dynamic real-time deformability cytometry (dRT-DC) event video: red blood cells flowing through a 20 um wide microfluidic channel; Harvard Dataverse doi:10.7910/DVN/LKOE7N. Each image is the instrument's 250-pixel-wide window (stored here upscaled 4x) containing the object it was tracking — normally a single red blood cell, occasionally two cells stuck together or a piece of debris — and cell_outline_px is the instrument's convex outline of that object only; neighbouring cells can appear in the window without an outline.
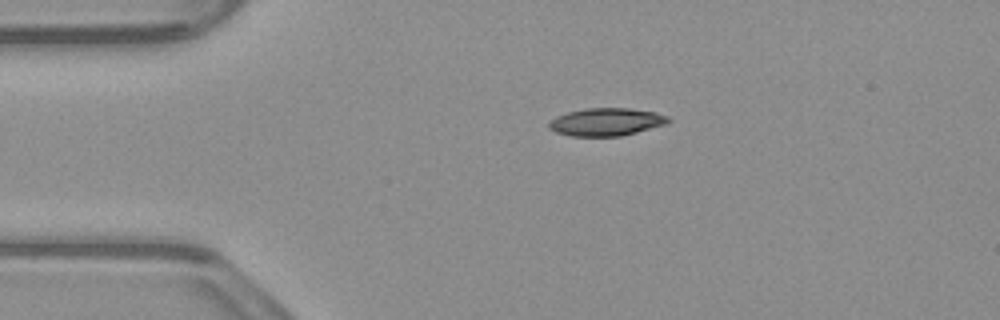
{"species": "common noctule bat (a hibernating species)", "species_latin": "Nyctalus noctula", "temperature_condition": "warm", "stored_images_in_passage": 44, "camera_frame_rate_fps": 3000, "um_per_image_px": 0.085, "animal": {"sex": "male", "body_mass_g": 23.1, "forearm_length_mm": 52.7}, "frame": {"image": 1, "passage_image": 1, "time_ms": 0.0, "image_size_px": [1000, 320], "cell_outline_px": [[672, 120], [668, 124], [620, 136], [572, 136], [556, 132], [548, 128], [548, 124], [556, 116], [568, 112], [584, 108], [628, 108], [656, 112], [668, 116]], "centroid_in_image_um": [51.56, 10.36], "position_along_channel_um": 33.4, "area_um2": 19.36}}
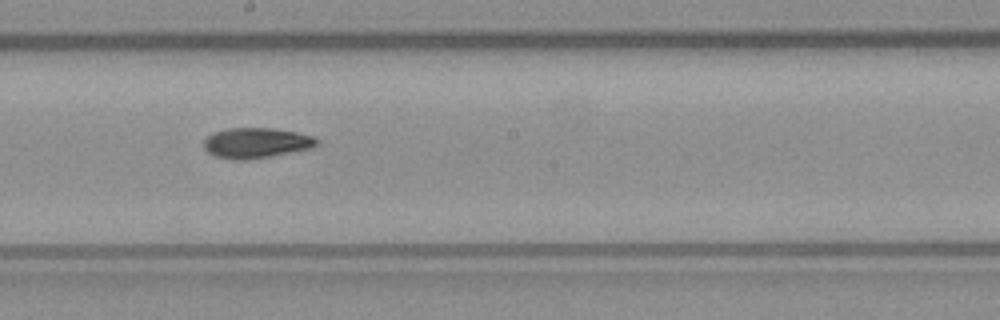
{"frame": {"image": 2, "passage_image": 19, "time_ms": 6.0, "image_size_px": [1000, 320], "cell_outline_px": [[320, 144], [312, 148], [272, 156], [248, 160], [232, 160], [216, 156], [208, 152], [204, 148], [204, 140], [212, 132], [228, 128], [272, 128], [296, 132], [312, 136], [320, 140]], "centroid_in_image_um": [21.79, 12.15], "position_along_channel_um": 226.4, "area_um2": 20.17}}
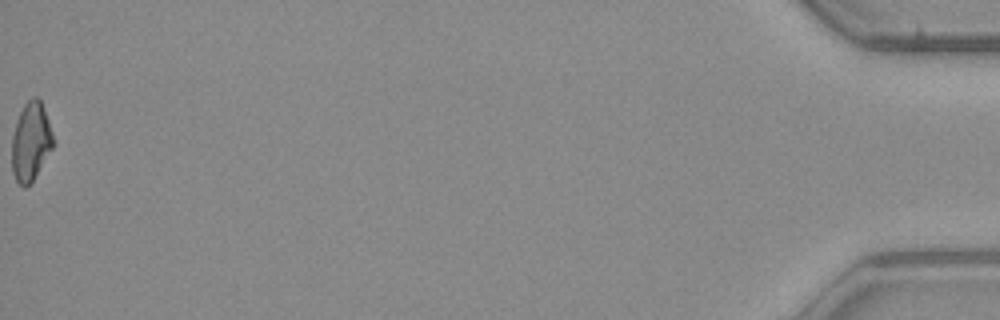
{"frame": {"image": 3, "passage_image": 44, "time_ms": 14.333, "image_size_px": [1000, 320], "cell_outline_px": [[56, 144], [32, 180], [24, 188], [16, 180], [12, 172], [12, 136], [16, 120], [24, 104], [32, 96], [36, 96], [40, 100], [44, 108]], "centroid_in_image_um": [2.63, 12.01], "position_along_channel_um": 432.6, "area_um2": 18.96}}